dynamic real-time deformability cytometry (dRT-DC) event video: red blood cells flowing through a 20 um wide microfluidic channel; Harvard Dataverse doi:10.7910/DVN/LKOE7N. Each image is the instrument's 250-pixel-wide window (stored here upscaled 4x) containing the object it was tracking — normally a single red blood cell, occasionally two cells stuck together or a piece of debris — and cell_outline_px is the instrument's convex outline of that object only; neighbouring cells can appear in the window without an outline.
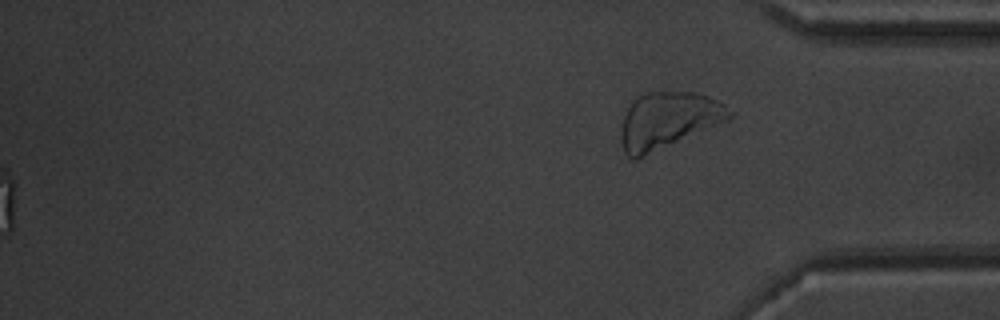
{"species": "common noctule bat (a hibernating species)", "species_latin": "Nyctalus noctula", "temperature_condition": "warm", "stored_images_in_passage": 55, "segment_of_instrument_passage": [2, 2], "camera_frame_rate_fps": 3000, "um_per_image_px": 0.085, "animal": {"sex": "male", "body_mass_g": 20.1, "forearm_length_mm": 53.5}, "frame": {"image": 1, "passage_image": 55, "time_ms": 18.0, "image_size_px": [1000, 320], "cell_outline_px": [[736, 112], [728, 120], [636, 160], [632, 160], [624, 152], [620, 136], [620, 132], [624, 116], [632, 100], [636, 96], [644, 92], [696, 92], [708, 96], [724, 104]], "centroid_in_image_um": [56.78, 10.22], "position_along_channel_um": 378.4, "area_um2": 35.84}}